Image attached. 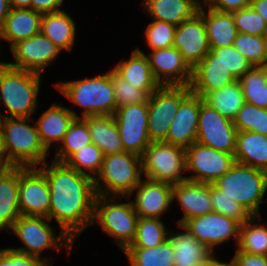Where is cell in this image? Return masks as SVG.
<instances>
[{"label": "cell", "instance_id": "cell-11", "mask_svg": "<svg viewBox=\"0 0 267 266\" xmlns=\"http://www.w3.org/2000/svg\"><path fill=\"white\" fill-rule=\"evenodd\" d=\"M114 119L124 151L142 156L151 143L148 134V101L116 109Z\"/></svg>", "mask_w": 267, "mask_h": 266}, {"label": "cell", "instance_id": "cell-34", "mask_svg": "<svg viewBox=\"0 0 267 266\" xmlns=\"http://www.w3.org/2000/svg\"><path fill=\"white\" fill-rule=\"evenodd\" d=\"M256 220L261 223V215L251 216L240 226L237 250L267 256V227L262 223L257 224Z\"/></svg>", "mask_w": 267, "mask_h": 266}, {"label": "cell", "instance_id": "cell-3", "mask_svg": "<svg viewBox=\"0 0 267 266\" xmlns=\"http://www.w3.org/2000/svg\"><path fill=\"white\" fill-rule=\"evenodd\" d=\"M41 74L0 65V101L9 115L0 117L29 118L36 111Z\"/></svg>", "mask_w": 267, "mask_h": 266}, {"label": "cell", "instance_id": "cell-22", "mask_svg": "<svg viewBox=\"0 0 267 266\" xmlns=\"http://www.w3.org/2000/svg\"><path fill=\"white\" fill-rule=\"evenodd\" d=\"M76 111L53 103L34 123L40 140L49 151L52 142H61L75 118H81Z\"/></svg>", "mask_w": 267, "mask_h": 266}, {"label": "cell", "instance_id": "cell-47", "mask_svg": "<svg viewBox=\"0 0 267 266\" xmlns=\"http://www.w3.org/2000/svg\"><path fill=\"white\" fill-rule=\"evenodd\" d=\"M46 258L30 256L26 253L19 252L12 248L0 249V266H48Z\"/></svg>", "mask_w": 267, "mask_h": 266}, {"label": "cell", "instance_id": "cell-29", "mask_svg": "<svg viewBox=\"0 0 267 266\" xmlns=\"http://www.w3.org/2000/svg\"><path fill=\"white\" fill-rule=\"evenodd\" d=\"M75 21L64 10L44 13L40 32L50 39L60 50L71 52L75 42Z\"/></svg>", "mask_w": 267, "mask_h": 266}, {"label": "cell", "instance_id": "cell-37", "mask_svg": "<svg viewBox=\"0 0 267 266\" xmlns=\"http://www.w3.org/2000/svg\"><path fill=\"white\" fill-rule=\"evenodd\" d=\"M245 102L267 109V71L252 66L238 79Z\"/></svg>", "mask_w": 267, "mask_h": 266}, {"label": "cell", "instance_id": "cell-45", "mask_svg": "<svg viewBox=\"0 0 267 266\" xmlns=\"http://www.w3.org/2000/svg\"><path fill=\"white\" fill-rule=\"evenodd\" d=\"M236 30L239 33L261 36L266 22L251 6L232 12Z\"/></svg>", "mask_w": 267, "mask_h": 266}, {"label": "cell", "instance_id": "cell-54", "mask_svg": "<svg viewBox=\"0 0 267 266\" xmlns=\"http://www.w3.org/2000/svg\"><path fill=\"white\" fill-rule=\"evenodd\" d=\"M10 4L8 0H0V28L4 24L6 16L10 11Z\"/></svg>", "mask_w": 267, "mask_h": 266}, {"label": "cell", "instance_id": "cell-9", "mask_svg": "<svg viewBox=\"0 0 267 266\" xmlns=\"http://www.w3.org/2000/svg\"><path fill=\"white\" fill-rule=\"evenodd\" d=\"M142 159V174L146 179L171 185L186 181V150L183 147L164 141L151 142L145 149Z\"/></svg>", "mask_w": 267, "mask_h": 266}, {"label": "cell", "instance_id": "cell-44", "mask_svg": "<svg viewBox=\"0 0 267 266\" xmlns=\"http://www.w3.org/2000/svg\"><path fill=\"white\" fill-rule=\"evenodd\" d=\"M175 30V25L153 19L145 30L146 43L151 50L172 47Z\"/></svg>", "mask_w": 267, "mask_h": 266}, {"label": "cell", "instance_id": "cell-1", "mask_svg": "<svg viewBox=\"0 0 267 266\" xmlns=\"http://www.w3.org/2000/svg\"><path fill=\"white\" fill-rule=\"evenodd\" d=\"M50 189L48 219L58 223L74 241L92 225L96 191L94 179L69 168L65 163L45 162L39 168Z\"/></svg>", "mask_w": 267, "mask_h": 266}, {"label": "cell", "instance_id": "cell-12", "mask_svg": "<svg viewBox=\"0 0 267 266\" xmlns=\"http://www.w3.org/2000/svg\"><path fill=\"white\" fill-rule=\"evenodd\" d=\"M237 129L232 120L204 102L200 105L196 142L225 153H235Z\"/></svg>", "mask_w": 267, "mask_h": 266}, {"label": "cell", "instance_id": "cell-30", "mask_svg": "<svg viewBox=\"0 0 267 266\" xmlns=\"http://www.w3.org/2000/svg\"><path fill=\"white\" fill-rule=\"evenodd\" d=\"M94 143L104 155L124 151L119 129L113 115L88 116L84 118Z\"/></svg>", "mask_w": 267, "mask_h": 266}, {"label": "cell", "instance_id": "cell-10", "mask_svg": "<svg viewBox=\"0 0 267 266\" xmlns=\"http://www.w3.org/2000/svg\"><path fill=\"white\" fill-rule=\"evenodd\" d=\"M185 150L186 171L195 173L187 177L189 181L213 184L235 163L234 154L221 152L198 142Z\"/></svg>", "mask_w": 267, "mask_h": 266}, {"label": "cell", "instance_id": "cell-39", "mask_svg": "<svg viewBox=\"0 0 267 266\" xmlns=\"http://www.w3.org/2000/svg\"><path fill=\"white\" fill-rule=\"evenodd\" d=\"M103 160L104 154L101 150L94 143H90L74 153L65 164L78 173L95 179L100 172Z\"/></svg>", "mask_w": 267, "mask_h": 266}, {"label": "cell", "instance_id": "cell-53", "mask_svg": "<svg viewBox=\"0 0 267 266\" xmlns=\"http://www.w3.org/2000/svg\"><path fill=\"white\" fill-rule=\"evenodd\" d=\"M215 252H211L201 261L197 262L194 266H220L223 262L219 261L215 255Z\"/></svg>", "mask_w": 267, "mask_h": 266}, {"label": "cell", "instance_id": "cell-41", "mask_svg": "<svg viewBox=\"0 0 267 266\" xmlns=\"http://www.w3.org/2000/svg\"><path fill=\"white\" fill-rule=\"evenodd\" d=\"M234 48L255 67H262L266 60L267 44L262 36L237 33Z\"/></svg>", "mask_w": 267, "mask_h": 266}, {"label": "cell", "instance_id": "cell-4", "mask_svg": "<svg viewBox=\"0 0 267 266\" xmlns=\"http://www.w3.org/2000/svg\"><path fill=\"white\" fill-rule=\"evenodd\" d=\"M55 86L70 102L83 107L81 118L114 115L116 111L110 71L95 77L57 82Z\"/></svg>", "mask_w": 267, "mask_h": 266}, {"label": "cell", "instance_id": "cell-38", "mask_svg": "<svg viewBox=\"0 0 267 266\" xmlns=\"http://www.w3.org/2000/svg\"><path fill=\"white\" fill-rule=\"evenodd\" d=\"M168 233V229L160 219L139 217L136 236L129 247H156L168 239Z\"/></svg>", "mask_w": 267, "mask_h": 266}, {"label": "cell", "instance_id": "cell-26", "mask_svg": "<svg viewBox=\"0 0 267 266\" xmlns=\"http://www.w3.org/2000/svg\"><path fill=\"white\" fill-rule=\"evenodd\" d=\"M207 10L201 4L198 13L204 19L210 49L233 46L238 31L232 13Z\"/></svg>", "mask_w": 267, "mask_h": 266}, {"label": "cell", "instance_id": "cell-19", "mask_svg": "<svg viewBox=\"0 0 267 266\" xmlns=\"http://www.w3.org/2000/svg\"><path fill=\"white\" fill-rule=\"evenodd\" d=\"M202 97L192 92L180 103L164 142L187 148L196 142Z\"/></svg>", "mask_w": 267, "mask_h": 266}, {"label": "cell", "instance_id": "cell-31", "mask_svg": "<svg viewBox=\"0 0 267 266\" xmlns=\"http://www.w3.org/2000/svg\"><path fill=\"white\" fill-rule=\"evenodd\" d=\"M178 227L185 232L174 234L169 231L168 235L173 248L174 266H194L212 252L196 237H193L186 227L183 225H178Z\"/></svg>", "mask_w": 267, "mask_h": 266}, {"label": "cell", "instance_id": "cell-42", "mask_svg": "<svg viewBox=\"0 0 267 266\" xmlns=\"http://www.w3.org/2000/svg\"><path fill=\"white\" fill-rule=\"evenodd\" d=\"M210 196L215 213L234 219L241 225L252 216L241 204L224 195L214 184H210Z\"/></svg>", "mask_w": 267, "mask_h": 266}, {"label": "cell", "instance_id": "cell-25", "mask_svg": "<svg viewBox=\"0 0 267 266\" xmlns=\"http://www.w3.org/2000/svg\"><path fill=\"white\" fill-rule=\"evenodd\" d=\"M201 3L200 0H143L142 2L151 18L175 26L192 19L198 13Z\"/></svg>", "mask_w": 267, "mask_h": 266}, {"label": "cell", "instance_id": "cell-56", "mask_svg": "<svg viewBox=\"0 0 267 266\" xmlns=\"http://www.w3.org/2000/svg\"><path fill=\"white\" fill-rule=\"evenodd\" d=\"M0 164L5 165V150H4L3 133L1 127H0Z\"/></svg>", "mask_w": 267, "mask_h": 266}, {"label": "cell", "instance_id": "cell-2", "mask_svg": "<svg viewBox=\"0 0 267 266\" xmlns=\"http://www.w3.org/2000/svg\"><path fill=\"white\" fill-rule=\"evenodd\" d=\"M34 120L20 117H0L5 150V165L36 167L44 164L48 150L42 144Z\"/></svg>", "mask_w": 267, "mask_h": 266}, {"label": "cell", "instance_id": "cell-6", "mask_svg": "<svg viewBox=\"0 0 267 266\" xmlns=\"http://www.w3.org/2000/svg\"><path fill=\"white\" fill-rule=\"evenodd\" d=\"M224 195L241 204L252 216H259V206L267 192V172L235 162L213 183Z\"/></svg>", "mask_w": 267, "mask_h": 266}, {"label": "cell", "instance_id": "cell-20", "mask_svg": "<svg viewBox=\"0 0 267 266\" xmlns=\"http://www.w3.org/2000/svg\"><path fill=\"white\" fill-rule=\"evenodd\" d=\"M178 201L183 210V217L177 220L183 225L187 220L213 212L210 184L183 181L172 187V202Z\"/></svg>", "mask_w": 267, "mask_h": 266}, {"label": "cell", "instance_id": "cell-15", "mask_svg": "<svg viewBox=\"0 0 267 266\" xmlns=\"http://www.w3.org/2000/svg\"><path fill=\"white\" fill-rule=\"evenodd\" d=\"M60 51V48L40 32L15 43L11 47V53L16 63L6 64L16 69L41 74L42 70L51 65L55 58L58 57Z\"/></svg>", "mask_w": 267, "mask_h": 266}, {"label": "cell", "instance_id": "cell-50", "mask_svg": "<svg viewBox=\"0 0 267 266\" xmlns=\"http://www.w3.org/2000/svg\"><path fill=\"white\" fill-rule=\"evenodd\" d=\"M231 260L236 266H267V256L248 254L237 249Z\"/></svg>", "mask_w": 267, "mask_h": 266}, {"label": "cell", "instance_id": "cell-59", "mask_svg": "<svg viewBox=\"0 0 267 266\" xmlns=\"http://www.w3.org/2000/svg\"><path fill=\"white\" fill-rule=\"evenodd\" d=\"M220 266H236V265L231 260L230 263L223 262Z\"/></svg>", "mask_w": 267, "mask_h": 266}, {"label": "cell", "instance_id": "cell-51", "mask_svg": "<svg viewBox=\"0 0 267 266\" xmlns=\"http://www.w3.org/2000/svg\"><path fill=\"white\" fill-rule=\"evenodd\" d=\"M64 0H31V9L44 13L60 11Z\"/></svg>", "mask_w": 267, "mask_h": 266}, {"label": "cell", "instance_id": "cell-8", "mask_svg": "<svg viewBox=\"0 0 267 266\" xmlns=\"http://www.w3.org/2000/svg\"><path fill=\"white\" fill-rule=\"evenodd\" d=\"M50 220L46 217L24 216L20 215L12 225L8 234L14 232L23 242L24 247L12 248L30 256H36L41 259L43 250L53 248L60 251L65 247L69 254L74 245V240L63 230H60L56 236L53 228L49 225Z\"/></svg>", "mask_w": 267, "mask_h": 266}, {"label": "cell", "instance_id": "cell-7", "mask_svg": "<svg viewBox=\"0 0 267 266\" xmlns=\"http://www.w3.org/2000/svg\"><path fill=\"white\" fill-rule=\"evenodd\" d=\"M115 199L117 196L96 195L92 225L100 224L124 252L135 239L139 216L132 201L121 203L120 197L118 203Z\"/></svg>", "mask_w": 267, "mask_h": 266}, {"label": "cell", "instance_id": "cell-48", "mask_svg": "<svg viewBox=\"0 0 267 266\" xmlns=\"http://www.w3.org/2000/svg\"><path fill=\"white\" fill-rule=\"evenodd\" d=\"M174 116L148 115V134L151 142L165 141Z\"/></svg>", "mask_w": 267, "mask_h": 266}, {"label": "cell", "instance_id": "cell-16", "mask_svg": "<svg viewBox=\"0 0 267 266\" xmlns=\"http://www.w3.org/2000/svg\"><path fill=\"white\" fill-rule=\"evenodd\" d=\"M172 46L182 54L192 70L209 53L211 49L204 19L199 13L176 26Z\"/></svg>", "mask_w": 267, "mask_h": 266}, {"label": "cell", "instance_id": "cell-24", "mask_svg": "<svg viewBox=\"0 0 267 266\" xmlns=\"http://www.w3.org/2000/svg\"><path fill=\"white\" fill-rule=\"evenodd\" d=\"M113 70L130 85L143 89L148 95L160 86L152 74L147 55L139 48L132 51L128 60L118 62Z\"/></svg>", "mask_w": 267, "mask_h": 266}, {"label": "cell", "instance_id": "cell-14", "mask_svg": "<svg viewBox=\"0 0 267 266\" xmlns=\"http://www.w3.org/2000/svg\"><path fill=\"white\" fill-rule=\"evenodd\" d=\"M184 227L202 242L208 249L214 252L215 246L227 243L229 238L236 239L238 244L241 224L219 213L211 212L187 220Z\"/></svg>", "mask_w": 267, "mask_h": 266}, {"label": "cell", "instance_id": "cell-43", "mask_svg": "<svg viewBox=\"0 0 267 266\" xmlns=\"http://www.w3.org/2000/svg\"><path fill=\"white\" fill-rule=\"evenodd\" d=\"M111 82L116 99V109L129 104H139L148 101L149 95L140 88L130 85L113 69L110 70Z\"/></svg>", "mask_w": 267, "mask_h": 266}, {"label": "cell", "instance_id": "cell-13", "mask_svg": "<svg viewBox=\"0 0 267 266\" xmlns=\"http://www.w3.org/2000/svg\"><path fill=\"white\" fill-rule=\"evenodd\" d=\"M18 206L21 215L48 218L50 189L37 167H19Z\"/></svg>", "mask_w": 267, "mask_h": 266}, {"label": "cell", "instance_id": "cell-55", "mask_svg": "<svg viewBox=\"0 0 267 266\" xmlns=\"http://www.w3.org/2000/svg\"><path fill=\"white\" fill-rule=\"evenodd\" d=\"M11 8H31V0H8Z\"/></svg>", "mask_w": 267, "mask_h": 266}, {"label": "cell", "instance_id": "cell-36", "mask_svg": "<svg viewBox=\"0 0 267 266\" xmlns=\"http://www.w3.org/2000/svg\"><path fill=\"white\" fill-rule=\"evenodd\" d=\"M90 143L92 140L87 121L84 118H75L59 143L62 145L56 148L54 161L65 163L74 153Z\"/></svg>", "mask_w": 267, "mask_h": 266}, {"label": "cell", "instance_id": "cell-17", "mask_svg": "<svg viewBox=\"0 0 267 266\" xmlns=\"http://www.w3.org/2000/svg\"><path fill=\"white\" fill-rule=\"evenodd\" d=\"M147 58L160 86H190L192 69L175 47L152 50Z\"/></svg>", "mask_w": 267, "mask_h": 266}, {"label": "cell", "instance_id": "cell-46", "mask_svg": "<svg viewBox=\"0 0 267 266\" xmlns=\"http://www.w3.org/2000/svg\"><path fill=\"white\" fill-rule=\"evenodd\" d=\"M211 50L217 55V60L221 61L225 67L230 70L236 80L252 67L234 46H226Z\"/></svg>", "mask_w": 267, "mask_h": 266}, {"label": "cell", "instance_id": "cell-52", "mask_svg": "<svg viewBox=\"0 0 267 266\" xmlns=\"http://www.w3.org/2000/svg\"><path fill=\"white\" fill-rule=\"evenodd\" d=\"M250 6L261 14L267 24V0H251Z\"/></svg>", "mask_w": 267, "mask_h": 266}, {"label": "cell", "instance_id": "cell-58", "mask_svg": "<svg viewBox=\"0 0 267 266\" xmlns=\"http://www.w3.org/2000/svg\"><path fill=\"white\" fill-rule=\"evenodd\" d=\"M9 166L7 165H1L0 164V175L8 168Z\"/></svg>", "mask_w": 267, "mask_h": 266}, {"label": "cell", "instance_id": "cell-57", "mask_svg": "<svg viewBox=\"0 0 267 266\" xmlns=\"http://www.w3.org/2000/svg\"><path fill=\"white\" fill-rule=\"evenodd\" d=\"M262 38L265 40V42H266V44H267V25H266V28H265V30L263 31V33H262Z\"/></svg>", "mask_w": 267, "mask_h": 266}, {"label": "cell", "instance_id": "cell-35", "mask_svg": "<svg viewBox=\"0 0 267 266\" xmlns=\"http://www.w3.org/2000/svg\"><path fill=\"white\" fill-rule=\"evenodd\" d=\"M130 266H174V254L170 241L153 248L128 247L124 251Z\"/></svg>", "mask_w": 267, "mask_h": 266}, {"label": "cell", "instance_id": "cell-49", "mask_svg": "<svg viewBox=\"0 0 267 266\" xmlns=\"http://www.w3.org/2000/svg\"><path fill=\"white\" fill-rule=\"evenodd\" d=\"M202 2L205 7L228 13L249 7L251 4V0H202Z\"/></svg>", "mask_w": 267, "mask_h": 266}, {"label": "cell", "instance_id": "cell-5", "mask_svg": "<svg viewBox=\"0 0 267 266\" xmlns=\"http://www.w3.org/2000/svg\"><path fill=\"white\" fill-rule=\"evenodd\" d=\"M142 176L141 156L126 151L104 155L100 172L94 179L96 194L128 197Z\"/></svg>", "mask_w": 267, "mask_h": 266}, {"label": "cell", "instance_id": "cell-23", "mask_svg": "<svg viewBox=\"0 0 267 266\" xmlns=\"http://www.w3.org/2000/svg\"><path fill=\"white\" fill-rule=\"evenodd\" d=\"M42 15L31 8H10L0 28V38L10 42L11 48L15 43L40 33Z\"/></svg>", "mask_w": 267, "mask_h": 266}, {"label": "cell", "instance_id": "cell-32", "mask_svg": "<svg viewBox=\"0 0 267 266\" xmlns=\"http://www.w3.org/2000/svg\"><path fill=\"white\" fill-rule=\"evenodd\" d=\"M203 102L217 110L224 117L234 120L245 103L242 88L238 80L205 94Z\"/></svg>", "mask_w": 267, "mask_h": 266}, {"label": "cell", "instance_id": "cell-40", "mask_svg": "<svg viewBox=\"0 0 267 266\" xmlns=\"http://www.w3.org/2000/svg\"><path fill=\"white\" fill-rule=\"evenodd\" d=\"M233 123L237 131H250L267 136V109L245 102Z\"/></svg>", "mask_w": 267, "mask_h": 266}, {"label": "cell", "instance_id": "cell-21", "mask_svg": "<svg viewBox=\"0 0 267 266\" xmlns=\"http://www.w3.org/2000/svg\"><path fill=\"white\" fill-rule=\"evenodd\" d=\"M236 81L230 70L217 60V55L210 50L203 60L192 70L190 89L193 94L203 97Z\"/></svg>", "mask_w": 267, "mask_h": 266}, {"label": "cell", "instance_id": "cell-33", "mask_svg": "<svg viewBox=\"0 0 267 266\" xmlns=\"http://www.w3.org/2000/svg\"><path fill=\"white\" fill-rule=\"evenodd\" d=\"M191 93L190 86H159L148 98V115L174 116Z\"/></svg>", "mask_w": 267, "mask_h": 266}, {"label": "cell", "instance_id": "cell-18", "mask_svg": "<svg viewBox=\"0 0 267 266\" xmlns=\"http://www.w3.org/2000/svg\"><path fill=\"white\" fill-rule=\"evenodd\" d=\"M172 187L169 183L145 179L140 181L128 198L136 190L135 201H132L136 214L143 218L160 219L171 206Z\"/></svg>", "mask_w": 267, "mask_h": 266}, {"label": "cell", "instance_id": "cell-27", "mask_svg": "<svg viewBox=\"0 0 267 266\" xmlns=\"http://www.w3.org/2000/svg\"><path fill=\"white\" fill-rule=\"evenodd\" d=\"M19 167L9 166L0 175V230L10 231L21 215L18 206Z\"/></svg>", "mask_w": 267, "mask_h": 266}, {"label": "cell", "instance_id": "cell-28", "mask_svg": "<svg viewBox=\"0 0 267 266\" xmlns=\"http://www.w3.org/2000/svg\"><path fill=\"white\" fill-rule=\"evenodd\" d=\"M234 158L235 162L267 172V136L237 131Z\"/></svg>", "mask_w": 267, "mask_h": 266}, {"label": "cell", "instance_id": "cell-60", "mask_svg": "<svg viewBox=\"0 0 267 266\" xmlns=\"http://www.w3.org/2000/svg\"><path fill=\"white\" fill-rule=\"evenodd\" d=\"M262 67L267 71V55H266V60L264 62V65Z\"/></svg>", "mask_w": 267, "mask_h": 266}]
</instances>
